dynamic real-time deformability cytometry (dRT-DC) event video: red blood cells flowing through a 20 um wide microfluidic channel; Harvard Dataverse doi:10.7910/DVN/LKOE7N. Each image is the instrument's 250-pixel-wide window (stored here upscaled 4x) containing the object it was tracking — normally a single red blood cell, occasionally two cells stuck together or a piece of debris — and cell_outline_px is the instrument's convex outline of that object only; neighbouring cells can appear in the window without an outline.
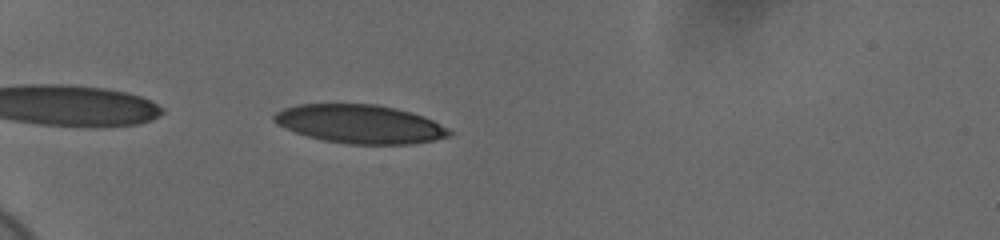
{"species": "human", "species_latin": "Homo sapiens", "temperature_condition": "cold", "stored_images_in_passage": 42, "camera_frame_rate_fps": 3000, "um_per_image_px": 0.085, "donor": {"sex": "female"}, "frame": {"image": 1, "passage_image": 3, "time_ms": 0.667, "image_size_px": [1000, 240], "cell_outline_px": [[452, 136], [412, 144], [348, 144], [324, 140], [308, 136], [284, 128], [276, 124], [272, 120], [272, 116], [276, 112], [284, 108], [296, 104], [376, 104], [424, 116], [448, 128], [452, 132]], "centroid_in_image_um": [30.57, 10.54], "position_along_channel_um": 54.4, "area_um2": 39.3}}
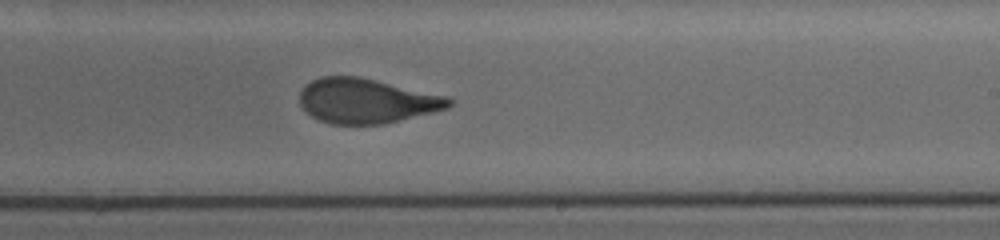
{"frame": {"image": 2, "passage_image": 22, "time_ms": 7.0, "image_size_px": [1000, 240], "cell_outline_px": [[452, 104], [448, 108], [384, 124], [332, 124], [320, 120], [312, 116], [300, 104], [300, 92], [312, 80], [320, 76], [360, 76], [444, 96], [452, 100]], "centroid_in_image_um": [31.13, 8.57], "position_along_channel_um": 257.9, "area_um2": 38.44}}
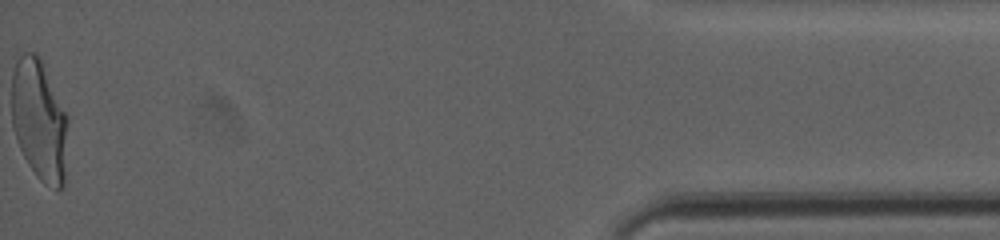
{"frame": {"image": 3, "passage_image": 42, "time_ms": 13.667, "image_size_px": [1000, 240], "cell_outline_px": [[68, 116], [64, 184], [56, 192], [44, 184], [36, 176], [28, 164], [20, 148], [12, 124], [12, 72], [16, 60], [24, 52], [36, 52]], "centroid_in_image_um": [3.34, 10.26], "position_along_channel_um": 431.9, "area_um2": 39.54}, "authors_computed_cell_mechanics": {"area_um2": 39.9398, "velocity_mm_per_s": 3.6751, "shape_relaxation_time_tau1_ms": 5.0096, "shape_relaxation_time_tau2_ms": 0.9006, "deformation_change_tau1": 0.1789, "deformation_change_tau2": 0.0659}}